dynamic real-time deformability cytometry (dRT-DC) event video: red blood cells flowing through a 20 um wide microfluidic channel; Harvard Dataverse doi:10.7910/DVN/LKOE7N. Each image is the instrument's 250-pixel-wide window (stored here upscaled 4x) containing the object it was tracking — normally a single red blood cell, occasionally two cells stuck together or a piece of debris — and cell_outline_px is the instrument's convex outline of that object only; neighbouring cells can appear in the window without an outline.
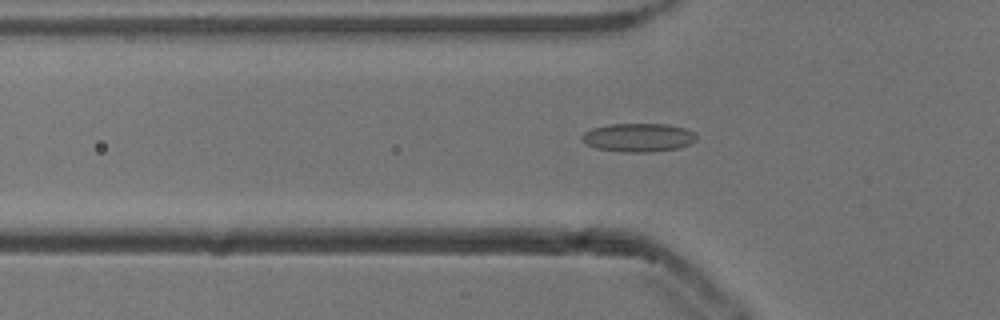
{"species": "common noctule bat (a hibernating species)", "species_latin": "Nyctalus noctula", "temperature_condition": "cold", "stored_images_in_passage": 55, "segment_of_instrument_passage": [1, 2], "camera_frame_rate_fps": 3000, "um_per_image_px": 0.085, "animal": {"sex": "male", "body_mass_g": 13.3}, "frame": {"image": 1, "passage_image": 18, "time_ms": 5.667, "image_size_px": [1000, 320], "cell_outline_px": [[696, 140], [680, 148], [652, 152], [624, 152], [596, 148], [580, 140], [580, 136], [584, 132], [592, 128], [608, 124], [668, 124], [684, 128], [692, 132], [696, 136]], "centroid_in_image_um": [54.23, 11.69], "position_along_channel_um": 71.6, "area_um2": 19.07}}
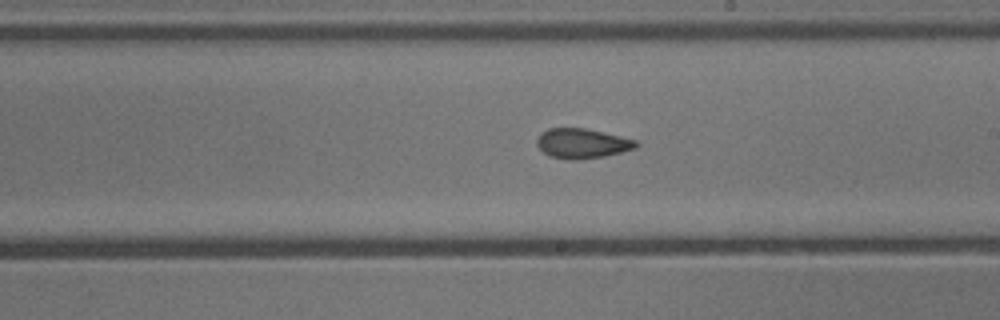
{"frame": {"image": 2, "passage_image": 31, "time_ms": 10.0, "image_size_px": [1000, 320], "cell_outline_px": [[640, 144], [636, 148], [604, 156], [580, 160], [572, 160], [552, 156], [544, 152], [536, 144], [536, 140], [540, 132], [548, 128], [584, 128], [620, 136], [636, 140]], "centroid_in_image_um": [49.47, 12.18], "position_along_channel_um": 239.5, "area_um2": 17.17}}
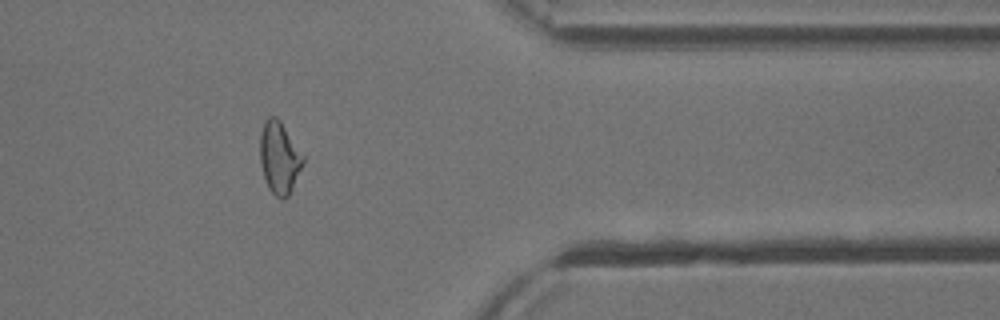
{"frame": {"image": 3, "passage_image": 44, "time_ms": 14.333, "image_size_px": [1000, 320], "cell_outline_px": [[304, 164], [288, 196], [284, 200], [280, 200], [268, 188], [264, 176], [260, 160], [260, 132], [264, 120], [268, 116], [276, 116], [280, 120], [304, 156]], "centroid_in_image_um": [23.74, 13.39], "position_along_channel_um": 387.7, "area_um2": 18.15}}